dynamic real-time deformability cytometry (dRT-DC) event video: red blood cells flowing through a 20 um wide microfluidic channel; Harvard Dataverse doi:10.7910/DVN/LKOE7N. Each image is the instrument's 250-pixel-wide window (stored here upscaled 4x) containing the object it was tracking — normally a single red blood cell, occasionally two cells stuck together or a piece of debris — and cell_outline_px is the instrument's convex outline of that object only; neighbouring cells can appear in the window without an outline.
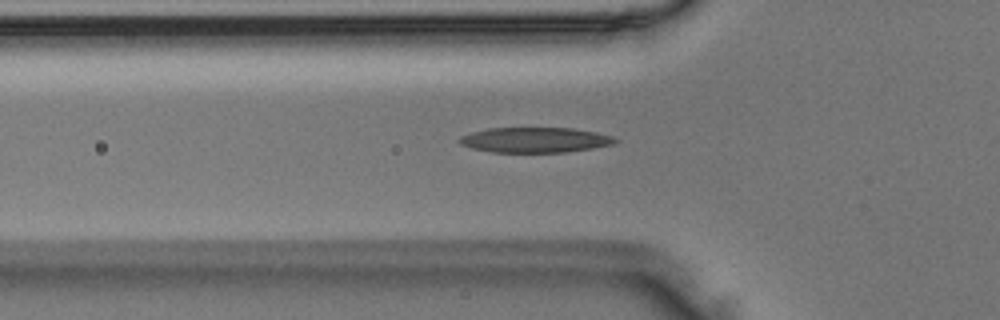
{"species": "Egyptian fruit bat (a non-hibernating species)", "species_latin": "Rousettus aegyptiacus", "temperature_condition": "room temperature", "stored_images_in_passage": 34, "camera_frame_rate_fps": 3000, "um_per_image_px": 0.085, "animal": {"sex": "male"}, "frame": {"image": 1, "passage_image": 2, "time_ms": 0.333, "image_size_px": [1000, 320], "cell_outline_px": [[620, 140], [612, 144], [592, 148], [564, 152], [492, 152], [472, 148], [460, 144], [456, 140], [460, 136], [472, 132], [488, 128], [572, 128], [596, 132], [612, 136]], "centroid_in_image_um": [45.45, 11.89], "position_along_channel_um": 80.4, "area_um2": 22.83}}
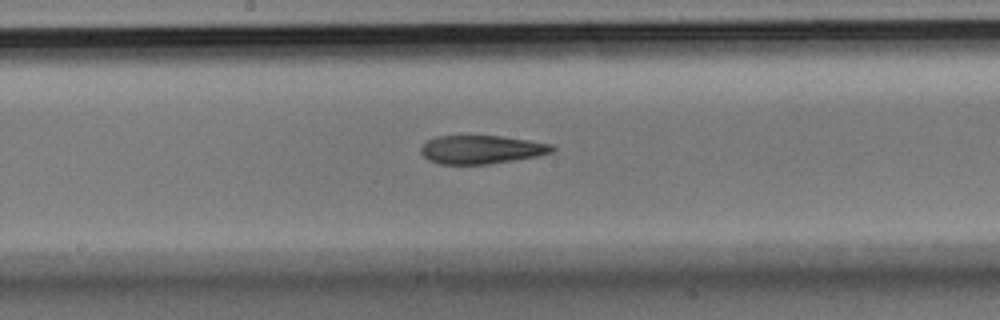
{"frame": {"image": 2, "passage_image": 11, "time_ms": 3.333, "image_size_px": [1000, 320], "cell_outline_px": [[556, 148], [552, 152], [536, 156], [488, 164], [440, 164], [428, 160], [420, 152], [420, 148], [428, 140], [436, 136], [500, 136], [528, 140], [552, 144]], "centroid_in_image_um": [40.9, 12.71], "position_along_channel_um": 207.3, "area_um2": 21.62}}
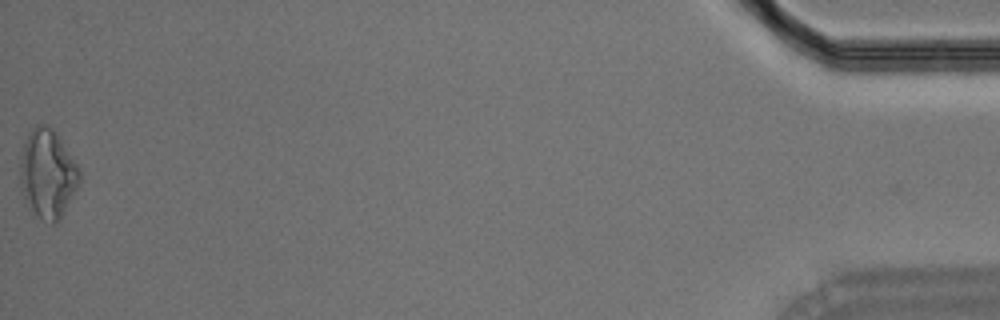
{"frame": {"image": 3, "passage_image": 34, "time_ms": 11.0, "image_size_px": [1000, 320], "cell_outline_px": [[80, 180], [60, 220], [56, 224], [52, 224], [40, 220], [28, 208], [20, 184], [20, 156], [28, 132], [36, 124], [48, 124], [56, 132], [76, 164], [80, 172]], "centroid_in_image_um": [4.02, 14.79], "position_along_channel_um": 431.2, "area_um2": 30.81}}